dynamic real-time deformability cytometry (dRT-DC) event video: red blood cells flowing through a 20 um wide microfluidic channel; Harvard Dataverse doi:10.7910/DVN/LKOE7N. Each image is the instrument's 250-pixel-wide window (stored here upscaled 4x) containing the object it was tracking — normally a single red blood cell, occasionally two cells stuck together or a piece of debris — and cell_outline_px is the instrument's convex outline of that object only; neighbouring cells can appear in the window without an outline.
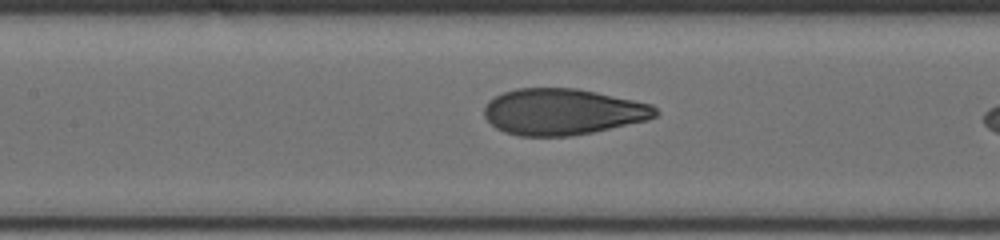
{"species": "human", "species_latin": "Homo sapiens", "temperature_condition": "cold", "stored_images_in_passage": 36, "camera_frame_rate_fps": 3000, "um_per_image_px": 0.085, "donor": {"sex": "male"}, "frame": {"image": 1, "passage_image": 30, "time_ms": 9.0, "image_size_px": [1000, 240], "cell_outline_px": [[660, 112], [656, 116], [648, 120], [592, 132], [568, 136], [520, 136], [504, 132], [496, 128], [484, 116], [484, 108], [488, 100], [504, 92], [516, 88], [576, 88], [596, 92], [652, 104]], "centroid_in_image_um": [47.82, 9.5], "position_along_channel_um": 159.6, "area_um2": 46.12}}